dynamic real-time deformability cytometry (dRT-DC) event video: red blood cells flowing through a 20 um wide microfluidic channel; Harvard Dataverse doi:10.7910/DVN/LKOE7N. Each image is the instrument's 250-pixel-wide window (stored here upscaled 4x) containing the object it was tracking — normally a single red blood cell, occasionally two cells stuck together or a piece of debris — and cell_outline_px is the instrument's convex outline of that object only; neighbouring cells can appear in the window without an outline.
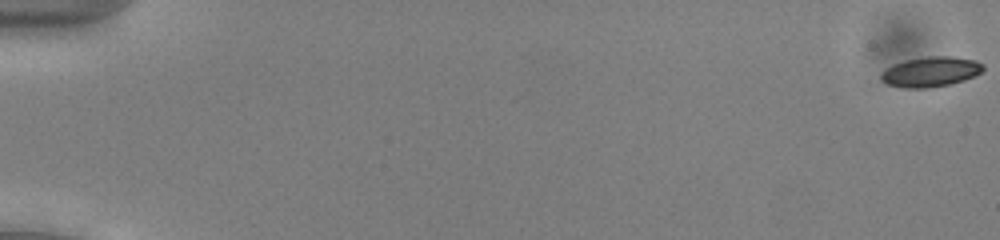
{"species": "common noctule bat (a hibernating species)", "species_latin": "Nyctalus noctula", "temperature_condition": "cold", "stored_images_in_passage": 54, "camera_frame_rate_fps": 3000, "um_per_image_px": 0.085, "animal": {"sex": "male", "body_mass_g": 13.0, "forearm_length_mm": 53.1}, "frame": {"image": 1, "passage_image": 1, "time_ms": 0.0, "image_size_px": [1000, 240], "cell_outline_px": [[984, 68], [980, 72], [964, 80], [952, 84], [928, 88], [904, 88], [888, 84], [880, 80], [880, 72], [896, 64], [908, 60], [928, 56], [948, 56], [976, 60], [984, 64]], "centroid_in_image_um": [79.11, 6.11], "position_along_channel_um": 5.9, "area_um2": 17.74}}
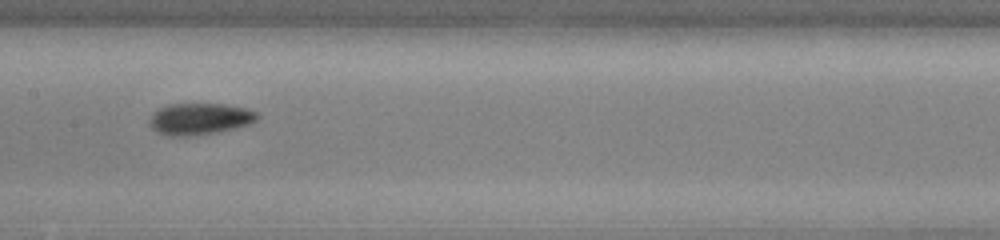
{"frame": {"image": 2, "passage_image": 29, "time_ms": 9.333, "image_size_px": [1000, 240], "cell_outline_px": [[260, 116], [256, 120], [248, 124], [236, 128], [216, 132], [188, 136], [168, 136], [156, 132], [148, 124], [148, 120], [160, 108], [168, 104], [224, 104], [248, 108], [256, 112]], "centroid_in_image_um": [16.97, 10.11], "position_along_channel_um": 190.4, "area_um2": 19.83}}
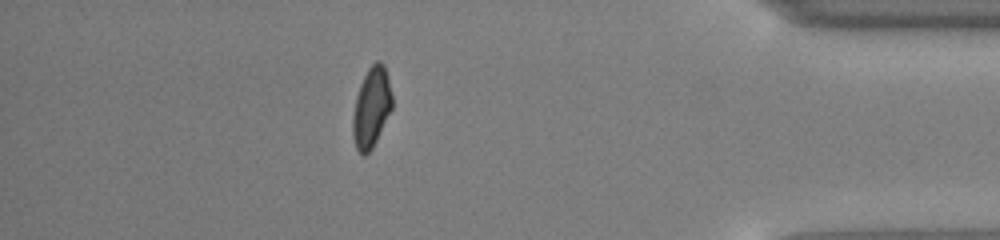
{"frame": {"image": 3, "passage_image": 48, "time_ms": 15.667, "image_size_px": [1000, 240], "cell_outline_px": [[392, 108], [372, 148], [364, 156], [356, 148], [352, 136], [352, 120], [356, 96], [360, 84], [368, 68], [376, 60], [380, 60], [384, 64], [388, 76], [392, 96]], "centroid_in_image_um": [31.57, 9.1], "position_along_channel_um": 403.6, "area_um2": 18.32}, "authors_computed_cell_mechanics": {"area_um2": 18.3226, "velocity_mm_per_s": 3.947, "shape_relaxation_time_tau1_ms": 6.8166, "shape_relaxation_time_tau2_ms": 2.5154, "deformation_change_tau1": 0.1268, "deformation_change_tau2": 0.0721}}